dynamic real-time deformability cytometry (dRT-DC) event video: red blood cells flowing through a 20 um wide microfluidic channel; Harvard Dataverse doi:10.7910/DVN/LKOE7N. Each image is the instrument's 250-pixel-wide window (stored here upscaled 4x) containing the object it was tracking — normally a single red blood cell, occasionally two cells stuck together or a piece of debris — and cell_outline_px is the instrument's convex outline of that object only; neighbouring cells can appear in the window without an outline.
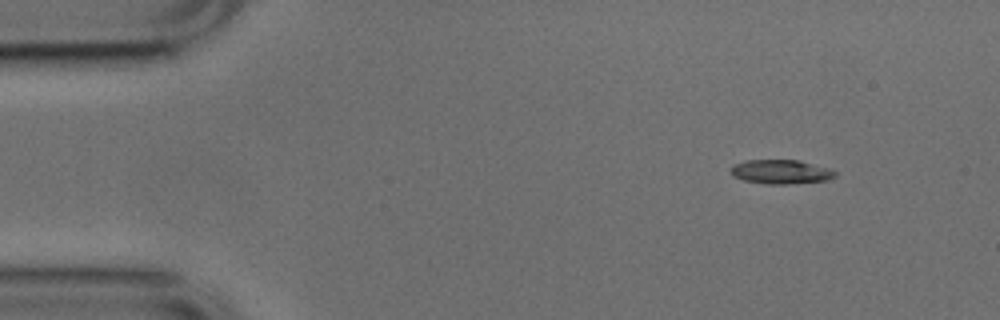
{"species": "common noctule bat (a hibernating species)", "species_latin": "Nyctalus noctula", "temperature_condition": "cold", "stored_images_in_passage": 47, "camera_frame_rate_fps": 3000, "um_per_image_px": 0.085, "animal": {"sex": "male", "body_mass_g": 17.9, "forearm_length_mm": 54.2}, "frame": {"image": 1, "passage_image": 1, "time_ms": 0.0, "image_size_px": [1000, 320], "cell_outline_px": [[836, 176], [828, 180], [788, 184], [768, 184], [744, 180], [732, 176], [728, 172], [736, 164], [748, 160], [796, 160], [828, 168], [836, 172]], "centroid_in_image_um": [66.36, 14.61], "position_along_channel_um": 18.6, "area_um2": 14.51}}
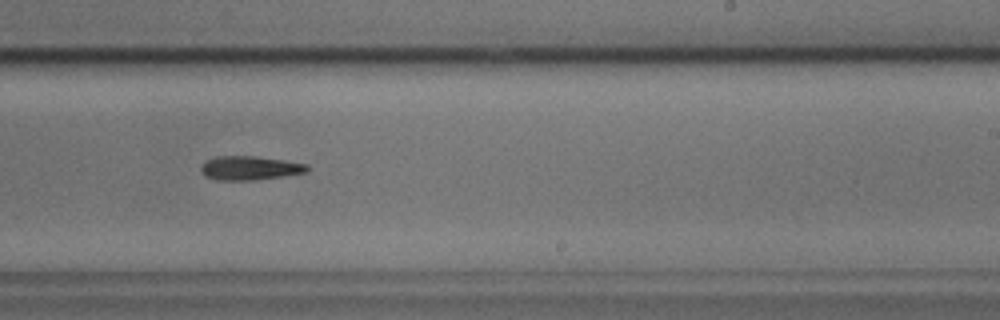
{"frame": {"image": 2, "passage_image": 27, "time_ms": 8.667, "image_size_px": [1000, 320], "cell_outline_px": [[308, 172], [284, 176], [256, 180], [216, 180], [204, 176], [200, 172], [200, 164], [216, 156], [256, 156], [284, 160], [308, 164]], "centroid_in_image_um": [21.21, 14.29], "position_along_channel_um": 267.8, "area_um2": 15.03}}
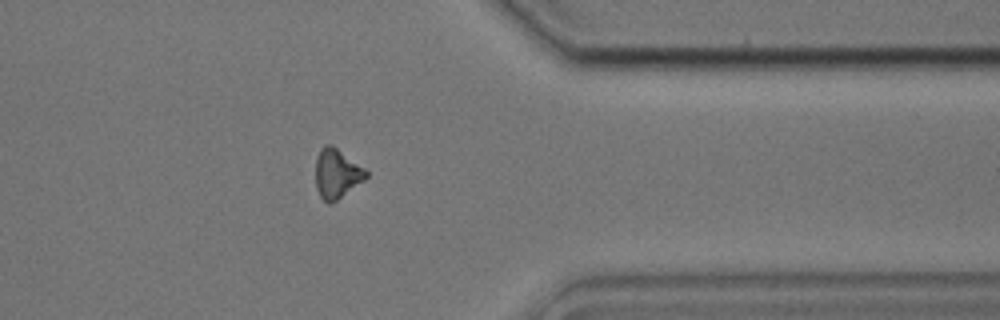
{"frame": {"image": 3, "passage_image": 37, "time_ms": 12.0, "image_size_px": [1000, 320], "cell_outline_px": [[368, 176], [364, 180], [332, 204], [328, 204], [320, 196], [316, 188], [316, 156], [320, 148], [324, 144], [332, 144], [364, 168], [368, 172]], "centroid_in_image_um": [28.61, 14.75], "position_along_channel_um": 382.8, "area_um2": 14.62}}